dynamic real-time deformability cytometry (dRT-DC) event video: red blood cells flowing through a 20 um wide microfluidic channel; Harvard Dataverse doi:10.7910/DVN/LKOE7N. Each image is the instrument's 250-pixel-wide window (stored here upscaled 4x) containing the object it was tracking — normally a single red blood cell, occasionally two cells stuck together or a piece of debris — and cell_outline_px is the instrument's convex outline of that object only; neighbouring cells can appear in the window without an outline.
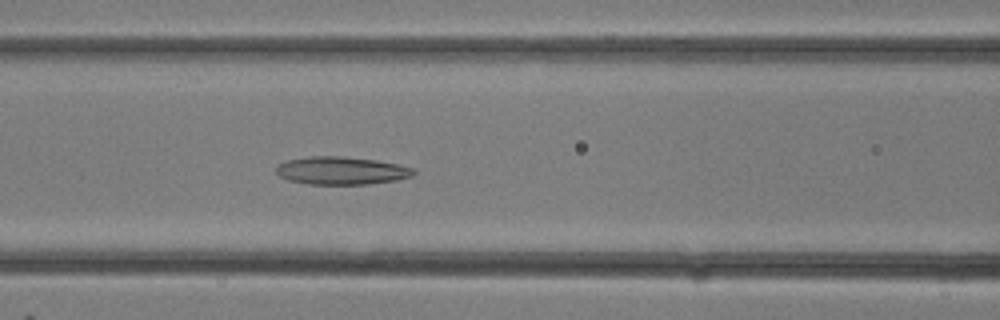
{"species": "common noctule bat (a hibernating species)", "species_latin": "Nyctalus noctula", "temperature_condition": "room temperature", "stored_images_in_passage": 14, "camera_frame_rate_fps": 3000, "um_per_image_px": 0.085, "animal": {"sex": "female"}, "frame": {"image": 1, "passage_image": 12, "time_ms": 3.667, "image_size_px": [1000, 320], "cell_outline_px": [[416, 172], [412, 176], [396, 180], [368, 184], [308, 184], [288, 180], [280, 176], [276, 172], [276, 164], [288, 160], [308, 156], [340, 156], [376, 160], [400, 164], [416, 168]], "centroid_in_image_um": [29.04, 14.5], "position_along_channel_um": 137.6, "area_um2": 22.48}}
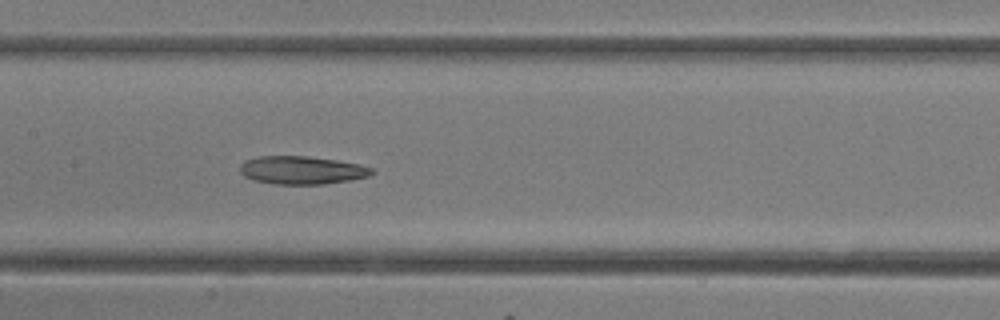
{"frame": {"image": 2, "passage_image": 14, "time_ms": 4.333, "image_size_px": [1000, 320], "cell_outline_px": [[376, 172], [368, 176], [352, 180], [324, 184], [276, 184], [256, 180], [244, 176], [240, 172], [240, 164], [244, 160], [260, 156], [308, 156], [336, 160], [356, 164], [372, 168]], "centroid_in_image_um": [25.65, 14.46], "position_along_channel_um": 181.7, "area_um2": 21.5}}